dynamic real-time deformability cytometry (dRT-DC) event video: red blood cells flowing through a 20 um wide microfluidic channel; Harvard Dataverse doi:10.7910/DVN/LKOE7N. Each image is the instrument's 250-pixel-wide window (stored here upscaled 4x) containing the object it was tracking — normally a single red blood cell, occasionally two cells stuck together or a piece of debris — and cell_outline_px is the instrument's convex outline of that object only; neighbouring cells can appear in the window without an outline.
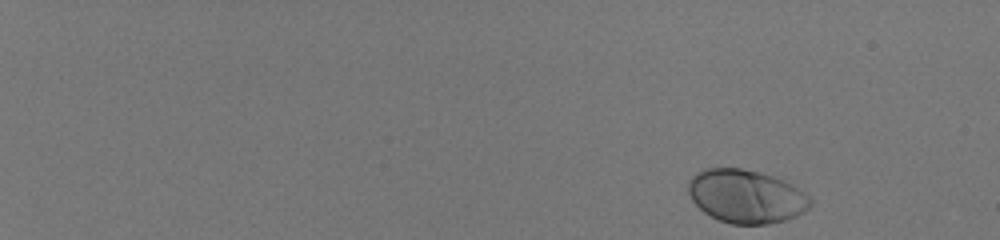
{"species": "human", "species_latin": "Homo sapiens", "temperature_condition": "room temperature", "stored_images_in_passage": 51, "camera_frame_rate_fps": 3000, "um_per_image_px": 0.085, "donor": {"sex": "male"}, "frame": {"image": 1, "passage_image": 1, "time_ms": 0.0, "image_size_px": [1000, 240], "cell_outline_px": [[812, 204], [804, 212], [796, 216], [784, 220], [768, 224], [732, 224], [720, 220], [704, 212], [692, 200], [688, 192], [688, 180], [696, 172], [704, 168], [740, 168], [772, 176], [784, 180], [792, 184], [804, 192], [812, 200]], "centroid_in_image_um": [63.41, 16.68], "position_along_channel_um": 21.6, "area_um2": 37.92}}
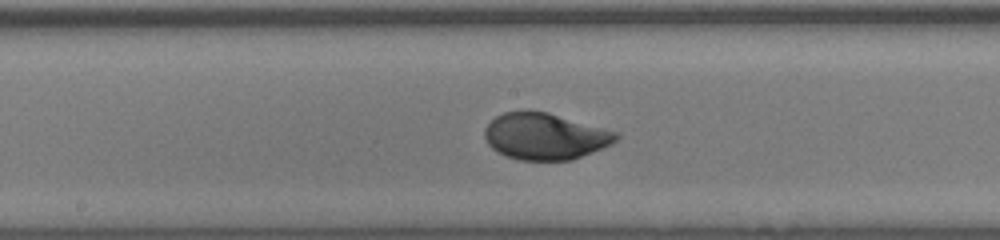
{"frame": {"image": 2, "passage_image": 30, "time_ms": 9.667, "image_size_px": [1000, 240], "cell_outline_px": [[620, 136], [612, 144], [572, 160], [520, 160], [496, 152], [488, 144], [484, 136], [484, 128], [496, 116], [504, 112], [524, 108], [528, 108], [548, 112], [620, 132]], "centroid_in_image_um": [46.32, 11.55], "position_along_channel_um": 201.9, "area_um2": 36.24}}
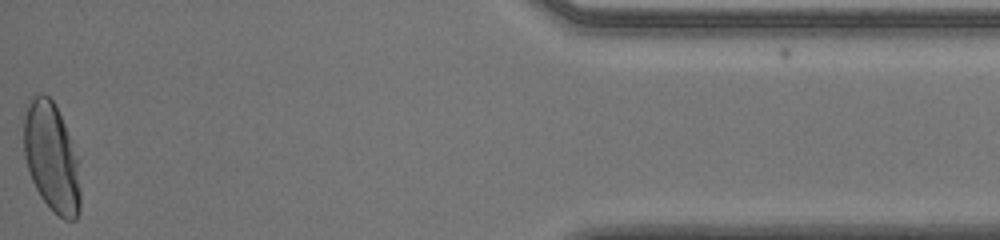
{"frame": {"image": 3, "passage_image": 51, "time_ms": 16.667, "image_size_px": [1000, 240], "cell_outline_px": [[80, 212], [76, 220], [64, 220], [40, 196], [32, 180], [24, 156], [24, 116], [28, 96], [40, 92], [48, 96], [56, 104], [80, 160]], "centroid_in_image_um": [4.4, 13.32], "position_along_channel_um": 430.8, "area_um2": 36.65}, "authors_computed_cell_mechanics": {"area_um2": 35.6048, "velocity_mm_per_s": 4.0366, "shape_relaxation_time_tau1_ms": 2.5321, "shape_relaxation_time_tau2_ms": null, "deformation_change_tau1": 0.1756, "deformation_change_tau2": null}}